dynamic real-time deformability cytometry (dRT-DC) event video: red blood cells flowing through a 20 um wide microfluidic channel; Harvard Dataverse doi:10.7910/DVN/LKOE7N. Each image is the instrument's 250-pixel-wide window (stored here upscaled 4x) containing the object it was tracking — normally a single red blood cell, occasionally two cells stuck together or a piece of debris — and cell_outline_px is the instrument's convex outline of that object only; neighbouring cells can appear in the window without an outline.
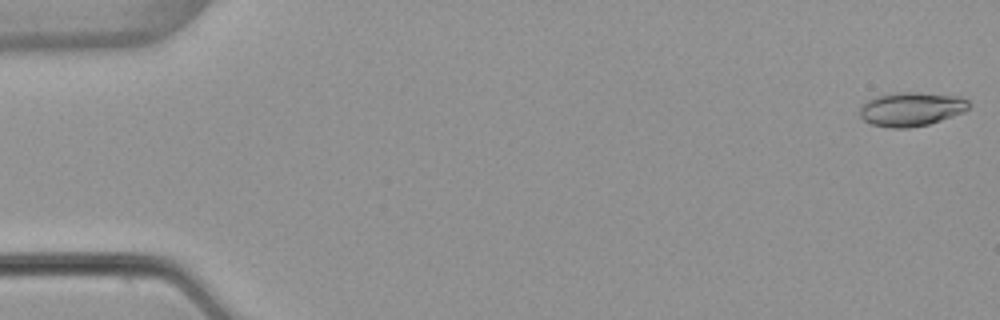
{"species": "common noctule bat (a hibernating species)", "species_latin": "Nyctalus noctula", "temperature_condition": "warm", "stored_images_in_passage": 53, "camera_frame_rate_fps": 3000, "um_per_image_px": 0.085, "animal": {"sex": "female", "body_mass_g": 22.7, "forearm_length_mm": 54.2}, "frame": {"image": 1, "passage_image": 1, "time_ms": 0.0, "image_size_px": [1000, 320], "cell_outline_px": [[972, 104], [964, 112], [928, 124], [908, 128], [888, 128], [872, 124], [864, 120], [860, 116], [860, 108], [864, 100], [876, 96], [892, 92], [920, 92], [960, 96], [968, 100]], "centroid_in_image_um": [77.44, 9.25], "position_along_channel_um": 7.6, "area_um2": 21.91}}
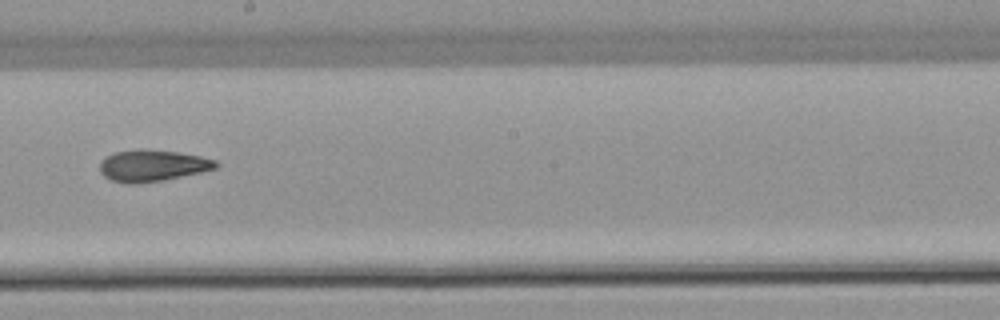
{"frame": {"image": 2, "passage_image": 30, "time_ms": 9.667, "image_size_px": [1000, 320], "cell_outline_px": [[220, 164], [216, 168], [200, 172], [164, 180], [136, 184], [128, 184], [112, 180], [104, 176], [100, 172], [100, 160], [104, 156], [116, 152], [140, 148], [144, 148], [176, 152], [200, 156], [216, 160]], "centroid_in_image_um": [12.93, 14.07], "position_along_channel_um": 235.3, "area_um2": 21.5}}
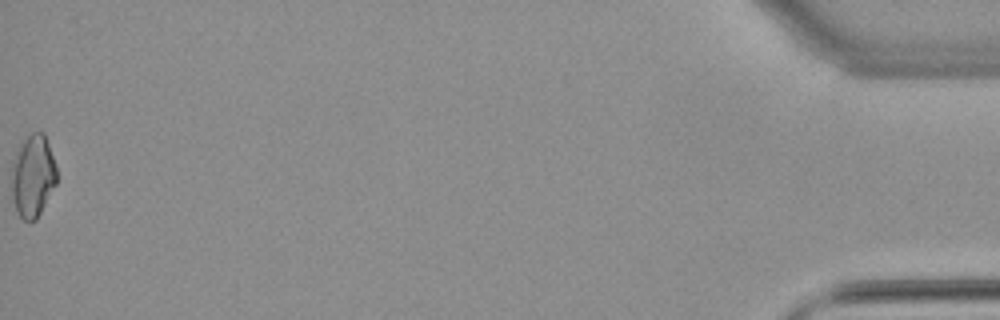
{"frame": {"image": 3, "passage_image": 53, "time_ms": 17.333, "image_size_px": [1000, 320], "cell_outline_px": [[56, 184], [36, 220], [28, 224], [16, 212], [12, 200], [12, 164], [20, 140], [32, 132], [44, 132], [56, 164]], "centroid_in_image_um": [2.78, 14.96], "position_along_channel_um": 432.4, "area_um2": 22.02}, "authors_computed_cell_mechanics": {"area_um2": 20.9814, "velocity_mm_per_s": 3.8999, "shape_relaxation_time_tau1_ms": null, "shape_relaxation_time_tau2_ms": 3.9783, "deformation_change_tau1": null, "deformation_change_tau2": 0.1132}}